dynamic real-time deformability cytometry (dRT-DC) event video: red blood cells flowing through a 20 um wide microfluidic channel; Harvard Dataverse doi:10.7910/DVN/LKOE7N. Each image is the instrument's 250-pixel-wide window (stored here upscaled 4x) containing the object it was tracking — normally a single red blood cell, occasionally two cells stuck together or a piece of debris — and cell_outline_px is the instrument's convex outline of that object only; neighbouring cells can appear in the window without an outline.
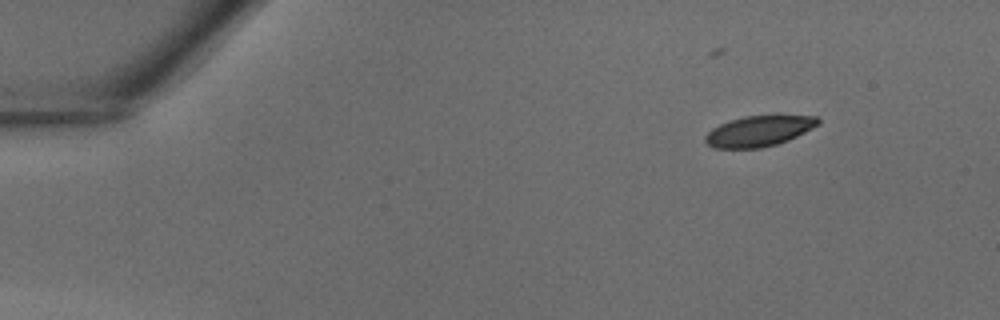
{"species": "common noctule bat (a hibernating species)", "species_latin": "Nyctalus noctula", "temperature_condition": "warm", "stored_images_in_passage": 34, "camera_frame_rate_fps": 3000, "um_per_image_px": 0.085, "animal": {"sex": "male", "body_mass_g": 18.8}, "frame": {"image": 1, "passage_image": 1, "time_ms": 0.0, "image_size_px": [1000, 320], "cell_outline_px": [[820, 124], [788, 140], [776, 144], [760, 148], [712, 148], [704, 140], [704, 136], [712, 128], [728, 120], [744, 116], [776, 112], [816, 116], [820, 120]], "centroid_in_image_um": [64.55, 11.07], "position_along_channel_um": 20.4, "area_um2": 21.04}}
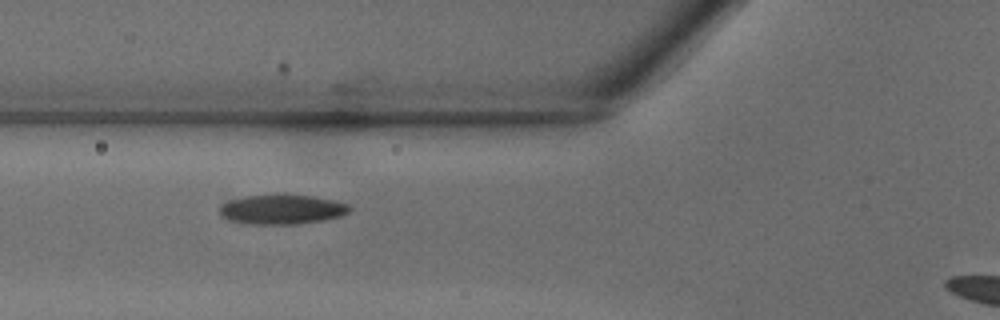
{"frame": {"image": 2, "passage_image": 12, "time_ms": 3.667, "image_size_px": [1000, 320], "cell_outline_px": [[352, 208], [348, 212], [340, 216], [324, 220], [296, 224], [252, 224], [228, 220], [220, 212], [220, 204], [228, 200], [244, 196], [312, 196], [332, 200], [348, 204]], "centroid_in_image_um": [23.96, 17.82], "position_along_channel_um": 101.8, "area_um2": 21.96}}
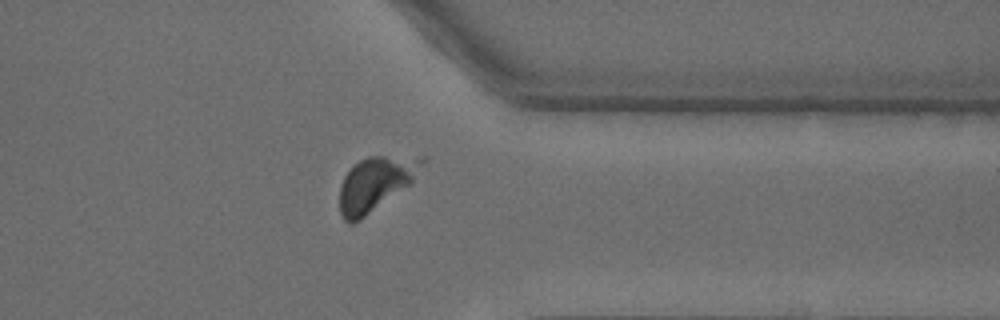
{"frame": {"image": 3, "passage_image": 29, "time_ms": 9.333, "image_size_px": [1000, 320], "cell_outline_px": [[428, 156], [412, 184], [360, 220], [352, 224], [348, 224], [344, 220], [340, 212], [340, 184], [344, 176], [360, 160], [368, 156]], "centroid_in_image_um": [31.95, 15.61], "position_along_channel_um": 379.4, "area_um2": 26.13}}